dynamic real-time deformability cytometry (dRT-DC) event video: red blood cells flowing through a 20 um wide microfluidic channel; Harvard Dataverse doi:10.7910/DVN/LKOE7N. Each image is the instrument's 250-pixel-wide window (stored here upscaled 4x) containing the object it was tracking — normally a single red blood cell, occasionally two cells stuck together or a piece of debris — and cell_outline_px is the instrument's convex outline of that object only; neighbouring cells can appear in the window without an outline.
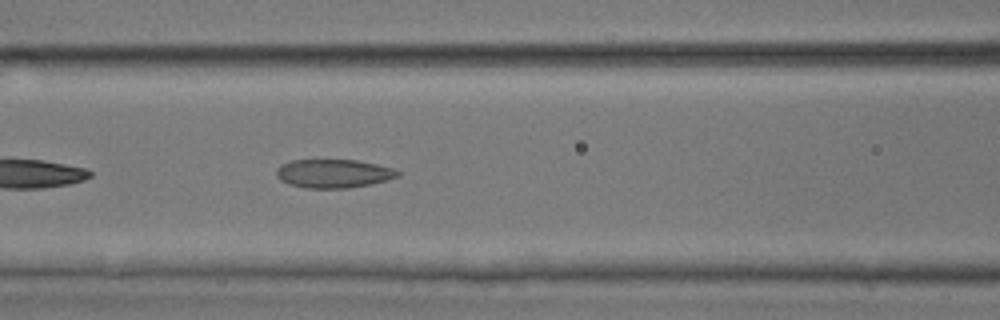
{"species": "common noctule bat (a hibernating species)", "species_latin": "Nyctalus noctula", "temperature_condition": "room temperature", "stored_images_in_passage": 30, "camera_frame_rate_fps": 3000, "um_per_image_px": 0.085, "animal": {"sex": "male", "body_mass_g": 17.9, "forearm_length_mm": 54.2}, "frame": {"image": 1, "passage_image": 5, "time_ms": 1.333, "image_size_px": [1000, 320], "cell_outline_px": [[400, 176], [388, 180], [372, 184], [348, 188], [304, 188], [288, 184], [280, 180], [276, 176], [276, 168], [280, 164], [292, 160], [356, 160], [376, 164], [392, 168], [400, 172]], "centroid_in_image_um": [28.33, 14.75], "position_along_channel_um": 138.3, "area_um2": 20.4}}
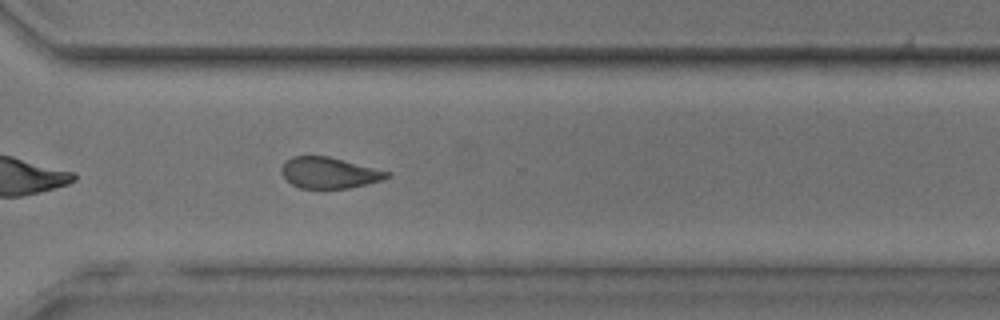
{"frame": {"image": 2, "passage_image": 18, "time_ms": 5.667, "image_size_px": [1000, 320], "cell_outline_px": [[392, 176], [380, 180], [348, 188], [300, 188], [292, 184], [280, 172], [280, 168], [292, 156], [328, 156], [392, 172]], "centroid_in_image_um": [27.99, 14.68], "position_along_channel_um": 342.6, "area_um2": 18.9}}
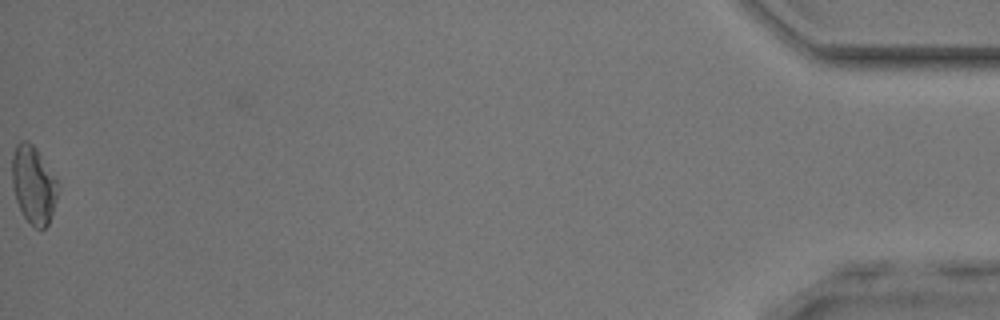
{"frame": {"image": 3, "passage_image": 30, "time_ms": 9.667, "image_size_px": [1000, 320], "cell_outline_px": [[60, 184], [56, 200], [48, 224], [44, 228], [36, 228], [24, 216], [16, 200], [12, 184], [12, 156], [16, 144], [20, 140], [28, 140], [36, 148]], "centroid_in_image_um": [2.85, 15.67], "position_along_channel_um": 432.4, "area_um2": 20.69}}